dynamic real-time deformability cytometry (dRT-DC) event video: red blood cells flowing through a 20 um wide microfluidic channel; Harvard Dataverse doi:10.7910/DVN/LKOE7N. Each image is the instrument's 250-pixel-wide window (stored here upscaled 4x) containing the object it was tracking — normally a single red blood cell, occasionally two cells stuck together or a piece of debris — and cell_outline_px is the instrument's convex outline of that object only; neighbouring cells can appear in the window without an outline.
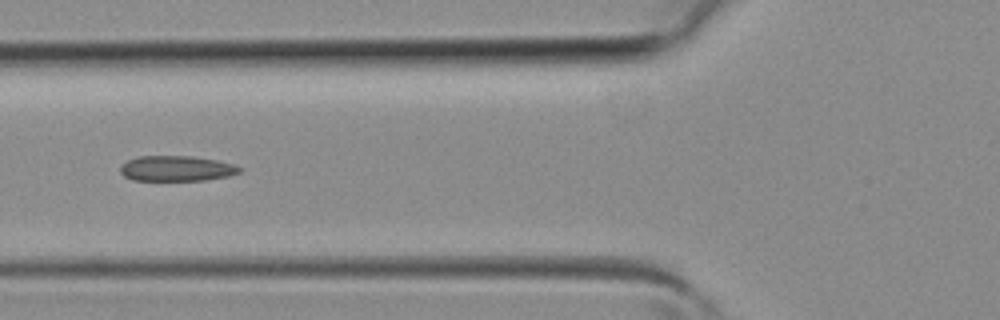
{"species": "common noctule bat (a hibernating species)", "species_latin": "Nyctalus noctula", "temperature_condition": "room temperature", "stored_images_in_passage": 5, "camera_frame_rate_fps": 3000, "um_per_image_px": 0.085, "animal": {"sex": "female", "body_mass_g": 19.3, "forearm_length_mm": 54.1}, "frame": {"image": 1, "passage_image": 5, "time_ms": 1.333, "image_size_px": [1000, 320], "cell_outline_px": [[244, 168], [240, 172], [228, 176], [204, 180], [132, 180], [124, 176], [120, 172], [120, 168], [128, 160], [140, 156], [192, 156], [216, 160], [236, 164]], "centroid_in_image_um": [15.05, 14.32], "position_along_channel_um": 110.8, "area_um2": 17.63}}